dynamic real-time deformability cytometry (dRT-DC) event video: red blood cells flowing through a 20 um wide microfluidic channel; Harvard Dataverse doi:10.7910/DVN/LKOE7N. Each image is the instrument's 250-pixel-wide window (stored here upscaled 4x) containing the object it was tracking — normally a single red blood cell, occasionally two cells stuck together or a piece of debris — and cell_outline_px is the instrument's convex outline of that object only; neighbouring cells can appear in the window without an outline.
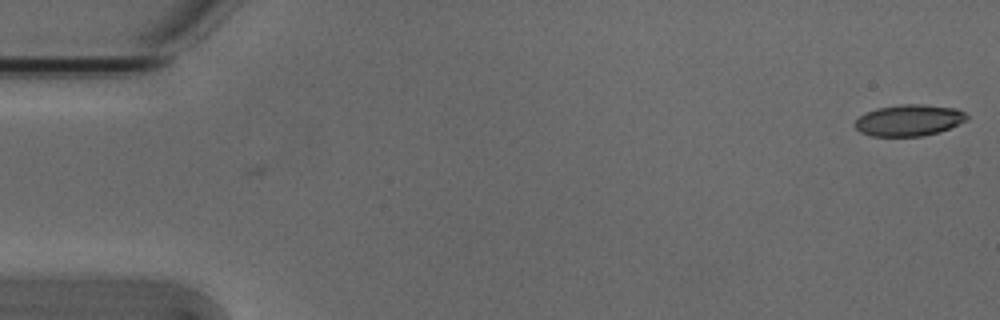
{"species": "Egyptian fruit bat (a non-hibernating species)", "species_latin": "Rousettus aegyptiacus", "temperature_condition": "cold", "stored_images_in_passage": 54, "camera_frame_rate_fps": 3000, "um_per_image_px": 0.085, "animal": {"sex": "male"}, "frame": {"image": 1, "passage_image": 1, "time_ms": 0.0, "image_size_px": [1000, 320], "cell_outline_px": [[968, 120], [940, 132], [924, 136], [872, 136], [860, 132], [852, 124], [860, 116], [876, 108], [900, 104], [924, 104], [956, 108], [964, 112], [968, 116]], "centroid_in_image_um": [77.28, 10.22], "position_along_channel_um": 7.7, "area_um2": 20.63}}
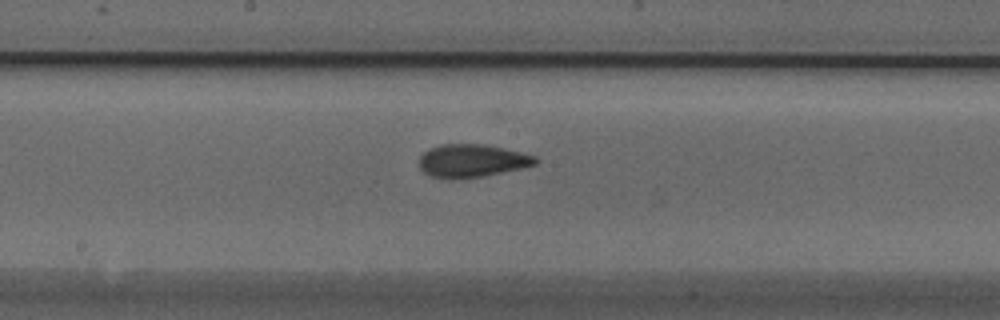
{"frame": {"image": 2, "passage_image": 28, "time_ms": 9.0, "image_size_px": [1000, 320], "cell_outline_px": [[540, 160], [536, 164], [520, 168], [484, 176], [456, 180], [448, 180], [428, 176], [420, 168], [420, 156], [428, 148], [440, 144], [484, 144], [504, 148], [536, 156]], "centroid_in_image_um": [40.08, 13.68], "position_along_channel_um": 208.1, "area_um2": 22.66}}
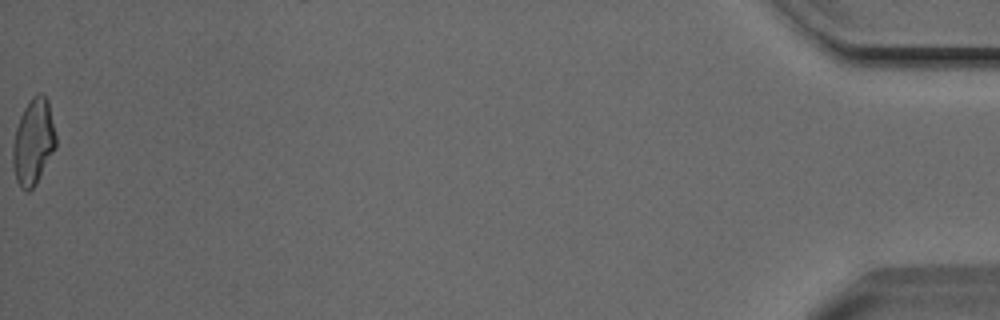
{"frame": {"image": 3, "passage_image": 54, "time_ms": 17.667, "image_size_px": [1000, 320], "cell_outline_px": [[56, 148], [36, 184], [28, 192], [24, 192], [20, 188], [16, 180], [12, 160], [12, 144], [16, 128], [20, 116], [28, 100], [32, 96], [40, 92], [48, 100], [56, 136]], "centroid_in_image_um": [2.82, 12.07], "position_along_channel_um": 432.4, "area_um2": 21.79}, "authors_computed_cell_mechanics": {"area_um2": 21.4149, "velocity_mm_per_s": 3.812, "shape_relaxation_time_tau1_ms": 5.4717, "shape_relaxation_time_tau2_ms": 2.9282, "deformation_change_tau1": 0.1579, "deformation_change_tau2": 0.0892}}